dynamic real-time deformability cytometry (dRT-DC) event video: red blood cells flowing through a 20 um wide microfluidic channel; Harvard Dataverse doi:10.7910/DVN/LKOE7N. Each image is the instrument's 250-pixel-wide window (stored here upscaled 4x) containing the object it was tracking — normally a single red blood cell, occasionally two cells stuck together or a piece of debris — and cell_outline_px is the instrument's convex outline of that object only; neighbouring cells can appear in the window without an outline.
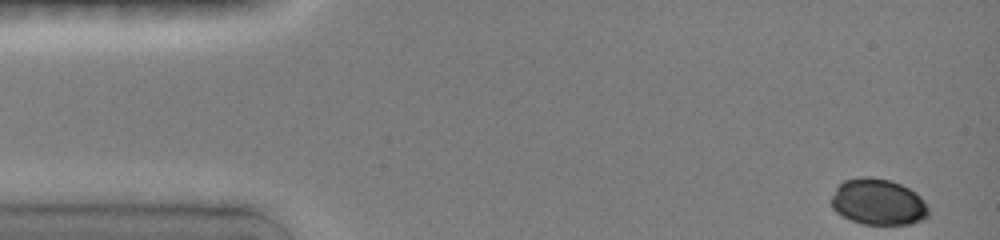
{"species": "common noctule bat (a hibernating species)", "species_latin": "Nyctalus noctula", "temperature_condition": "room temperature", "stored_images_in_passage": 13, "camera_frame_rate_fps": 3000, "um_per_image_px": 0.085, "animal": {"sex": "female", "body_mass_g": 19.0, "forearm_length_mm": 51.5}, "frame": {"image": 1, "passage_image": 1, "time_ms": 0.0, "image_size_px": [1000, 240], "cell_outline_px": [[928, 216], [912, 224], [860, 224], [836, 212], [832, 208], [832, 196], [836, 188], [844, 180], [860, 176], [868, 176], [892, 180], [916, 192], [920, 196], [928, 208]], "centroid_in_image_um": [74.64, 17.16], "position_along_channel_um": 10.4, "area_um2": 26.13}}